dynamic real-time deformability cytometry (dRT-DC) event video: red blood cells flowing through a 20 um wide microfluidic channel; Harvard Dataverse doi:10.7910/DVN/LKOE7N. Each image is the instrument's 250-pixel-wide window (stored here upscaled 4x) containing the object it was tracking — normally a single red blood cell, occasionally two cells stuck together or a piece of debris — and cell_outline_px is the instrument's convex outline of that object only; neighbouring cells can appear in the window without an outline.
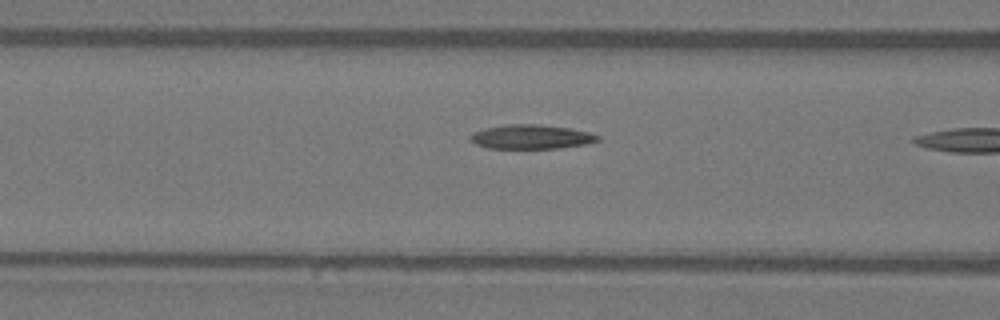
{"species": "Egyptian fruit bat (a non-hibernating species)", "species_latin": "Rousettus aegyptiacus", "temperature_condition": "warm", "stored_images_in_passage": 13, "camera_frame_rate_fps": 3000, "um_per_image_px": 0.085, "animal": {"sex": "female"}, "frame": {"image": 1, "passage_image": 11, "time_ms": 3.333, "image_size_px": [1000, 320], "cell_outline_px": [[600, 140], [584, 144], [556, 148], [488, 148], [476, 144], [468, 136], [472, 132], [484, 128], [512, 124], [536, 124], [568, 128], [588, 132], [600, 136]], "centroid_in_image_um": [45.12, 11.63], "position_along_channel_um": 121.5, "area_um2": 17.74}}